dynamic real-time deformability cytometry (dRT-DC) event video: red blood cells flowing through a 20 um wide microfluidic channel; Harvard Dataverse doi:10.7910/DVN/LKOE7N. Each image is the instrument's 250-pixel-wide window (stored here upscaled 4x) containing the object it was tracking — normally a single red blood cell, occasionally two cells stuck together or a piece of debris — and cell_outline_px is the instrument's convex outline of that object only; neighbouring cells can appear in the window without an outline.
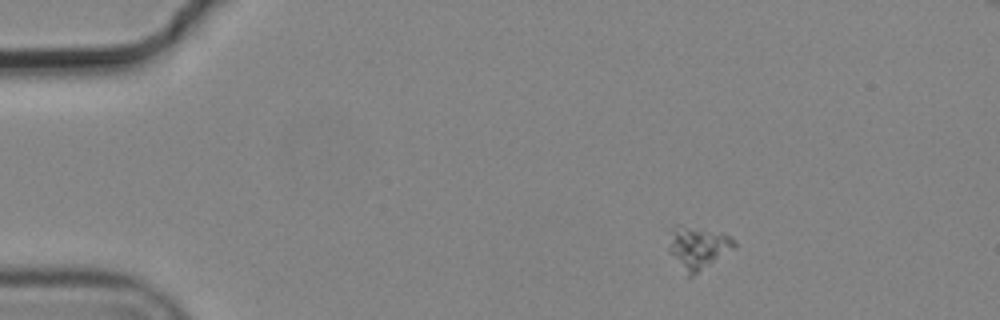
{"species": "common noctule bat (a hibernating species)", "species_latin": "Nyctalus noctula", "temperature_condition": "cold", "stored_images_in_passage": 3, "camera_frame_rate_fps": 3000, "um_per_image_px": 0.085, "animal": {"sex": "male", "body_mass_g": 19.2, "forearm_length_mm": 51.8}, "frame": {"image": 1, "passage_image": 1, "time_ms": 0.0, "image_size_px": [1000, 320], "cell_outline_px": [[736, 248], [692, 276], [688, 276], [668, 252], [668, 248], [672, 228], [676, 224], [680, 224], [724, 232], [736, 240]], "centroid_in_image_um": [59.35, 21.01], "position_along_channel_um": 25.7, "area_um2": 16.59}}